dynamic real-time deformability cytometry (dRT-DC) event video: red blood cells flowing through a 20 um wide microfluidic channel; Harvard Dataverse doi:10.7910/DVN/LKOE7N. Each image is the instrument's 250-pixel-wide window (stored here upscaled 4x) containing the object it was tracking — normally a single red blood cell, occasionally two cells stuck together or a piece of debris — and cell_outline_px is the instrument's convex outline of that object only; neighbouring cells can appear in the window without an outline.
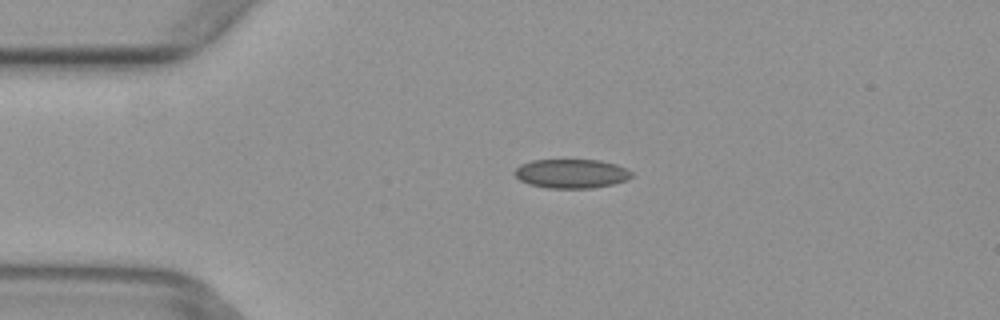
{"species": "common noctule bat (a hibernating species)", "species_latin": "Nyctalus noctula", "temperature_condition": "warm", "stored_images_in_passage": 3, "camera_frame_rate_fps": 3000, "um_per_image_px": 0.085, "animal": {"sex": "female", "body_mass_g": 29.2, "forearm_length_mm": 56.3}, "frame": {"image": 1, "passage_image": 2, "time_ms": 0.333, "image_size_px": [1000, 320], "cell_outline_px": [[632, 176], [624, 180], [612, 184], [592, 188], [548, 188], [528, 184], [520, 180], [512, 172], [520, 164], [532, 160], [600, 160], [616, 164], [632, 172]], "centroid_in_image_um": [48.52, 14.75], "position_along_channel_um": 36.5, "area_um2": 19.77}}